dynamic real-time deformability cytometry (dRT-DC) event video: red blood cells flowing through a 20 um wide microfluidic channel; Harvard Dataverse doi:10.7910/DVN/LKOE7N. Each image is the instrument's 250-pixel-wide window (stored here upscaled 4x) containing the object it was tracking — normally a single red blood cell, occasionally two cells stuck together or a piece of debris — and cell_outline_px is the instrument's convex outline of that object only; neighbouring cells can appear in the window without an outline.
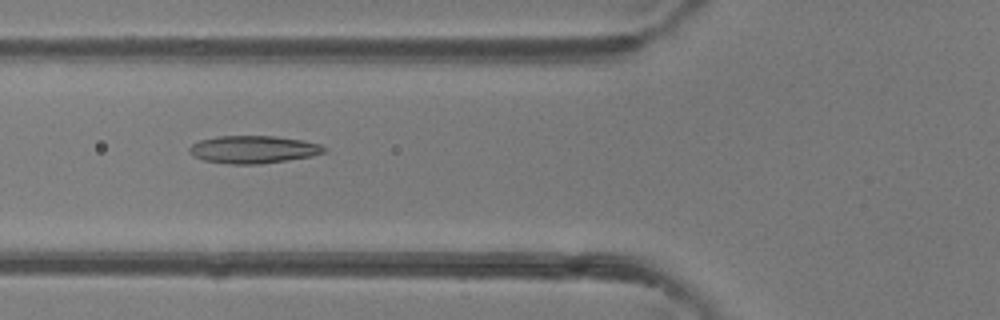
{"species": "common noctule bat (a hibernating species)", "species_latin": "Nyctalus noctula", "temperature_condition": "room temperature", "stored_images_in_passage": 46, "camera_frame_rate_fps": 3000, "um_per_image_px": 0.085, "animal": {"sex": "female"}, "frame": {"image": 1, "passage_image": 16, "time_ms": 5.0, "image_size_px": [1000, 320], "cell_outline_px": [[328, 148], [324, 152], [312, 156], [288, 160], [260, 164], [232, 164], [204, 160], [188, 152], [188, 148], [192, 144], [200, 140], [216, 136], [276, 136], [304, 140], [320, 144]], "centroid_in_image_um": [21.56, 12.7], "position_along_channel_um": 104.2, "area_um2": 21.73}}
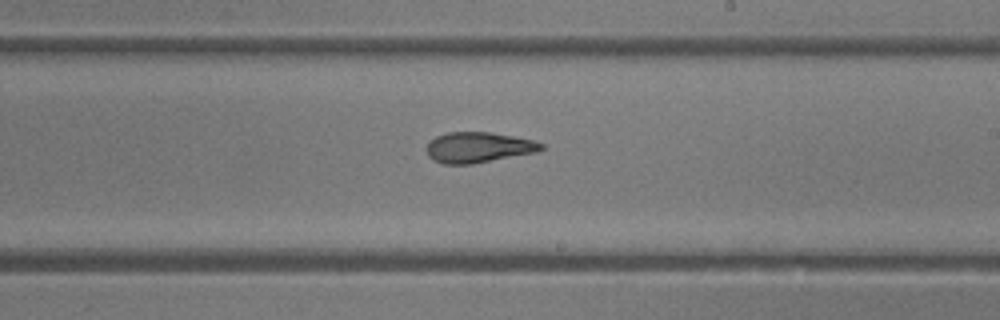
{"frame": {"image": 2, "passage_image": 26, "time_ms": 8.333, "image_size_px": [1000, 320], "cell_outline_px": [[544, 148], [536, 152], [472, 164], [444, 164], [428, 156], [428, 140], [436, 136], [448, 132], [492, 132], [532, 140], [544, 144]], "centroid_in_image_um": [40.66, 12.52], "position_along_channel_um": 248.3, "area_um2": 20.23}}
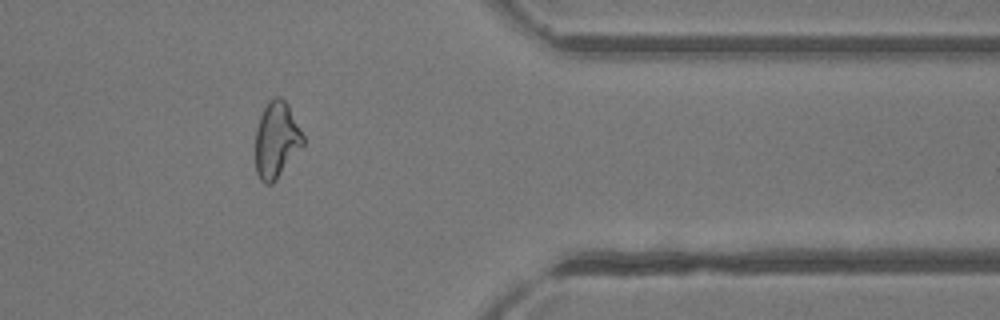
{"frame": {"image": 3, "passage_image": 37, "time_ms": 12.0, "image_size_px": [1000, 320], "cell_outline_px": [[304, 144], [276, 180], [272, 184], [264, 184], [260, 180], [256, 172], [256, 128], [260, 116], [268, 100], [276, 96], [280, 96], [288, 104], [304, 136]], "centroid_in_image_um": [23.49, 11.89], "position_along_channel_um": 387.9, "area_um2": 21.15}, "authors_computed_cell_mechanics": {"area_um2": 21.7617, "velocity_mm_per_s": 4.3141, "shape_relaxation_time_tau1_ms": null, "shape_relaxation_time_tau2_ms": 3.1282, "deformation_change_tau1": null, "deformation_change_tau2": 0.1143}}